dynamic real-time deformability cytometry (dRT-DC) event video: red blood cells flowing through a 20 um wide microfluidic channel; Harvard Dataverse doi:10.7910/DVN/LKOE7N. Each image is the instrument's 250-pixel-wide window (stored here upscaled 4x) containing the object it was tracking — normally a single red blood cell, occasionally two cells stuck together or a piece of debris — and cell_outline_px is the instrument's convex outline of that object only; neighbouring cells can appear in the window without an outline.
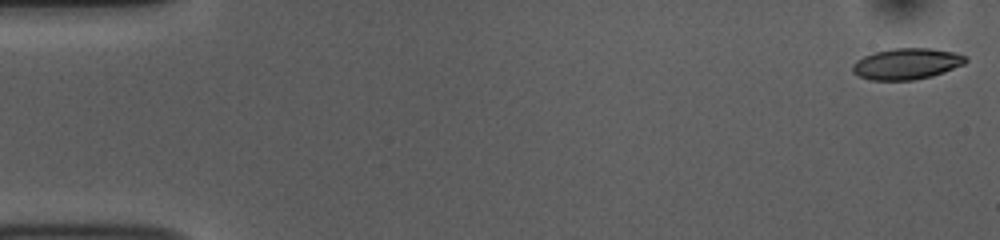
{"species": "common noctule bat (a hibernating species)", "species_latin": "Nyctalus noctula", "temperature_condition": "room temperature", "stored_images_in_passage": 52, "camera_frame_rate_fps": 3000, "um_per_image_px": 0.085, "animal": {"sex": "female", "body_mass_g": 10.0, "forearm_length_mm": 53.1}, "frame": {"image": 1, "passage_image": 1, "time_ms": 0.0, "image_size_px": [1000, 240], "cell_outline_px": [[968, 60], [964, 64], [944, 72], [932, 76], [912, 80], [872, 80], [860, 76], [852, 72], [852, 64], [856, 60], [872, 52], [892, 48], [932, 48], [952, 52], [968, 56]], "centroid_in_image_um": [77.06, 5.41], "position_along_channel_um": 7.9, "area_um2": 20.63}}
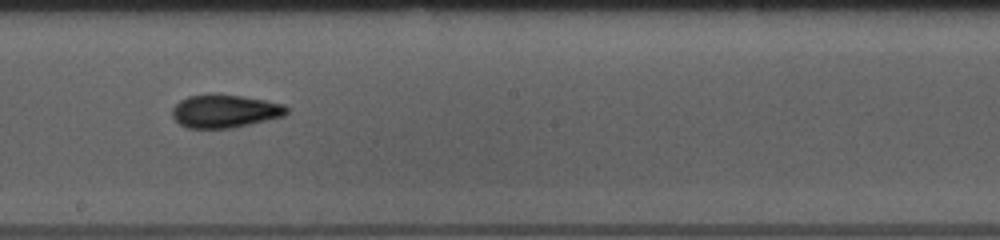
{"frame": {"image": 2, "passage_image": 29, "time_ms": 9.333, "image_size_px": [1000, 240], "cell_outline_px": [[288, 112], [284, 116], [232, 128], [188, 128], [180, 124], [172, 116], [172, 108], [180, 100], [188, 96], [240, 96], [264, 100], [284, 104], [288, 108]], "centroid_in_image_um": [19.12, 9.48], "position_along_channel_um": 229.1, "area_um2": 21.5}}
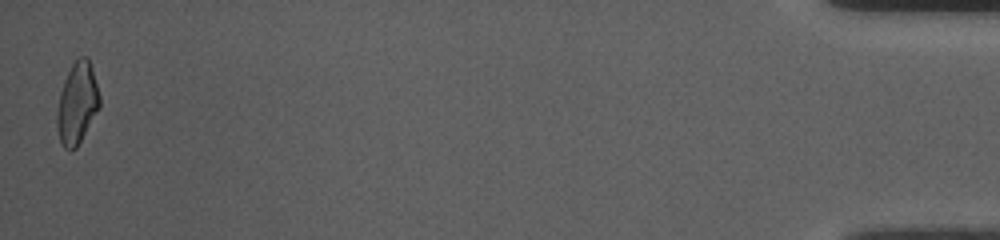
{"frame": {"image": 3, "passage_image": 52, "time_ms": 17.0, "image_size_px": [1000, 240], "cell_outline_px": [[100, 108], [76, 148], [64, 148], [60, 140], [56, 124], [56, 112], [60, 92], [64, 80], [72, 64], [80, 56], [88, 56], [100, 96]], "centroid_in_image_um": [6.56, 8.76], "position_along_channel_um": 428.6, "area_um2": 20.11}, "authors_computed_cell_mechanics": {"area_um2": 20.7502, "velocity_mm_per_s": 3.8052, "shape_relaxation_time_tau1_ms": 6.3945, "shape_relaxation_time_tau2_ms": 3.5432, "deformation_change_tau1": 0.183, "deformation_change_tau2": 0.104}}